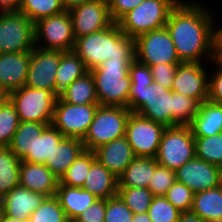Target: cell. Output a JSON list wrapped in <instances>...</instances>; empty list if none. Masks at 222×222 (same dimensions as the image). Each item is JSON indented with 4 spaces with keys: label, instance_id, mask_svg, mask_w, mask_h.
Instances as JSON below:
<instances>
[{
    "label": "cell",
    "instance_id": "cell-1",
    "mask_svg": "<svg viewBox=\"0 0 222 222\" xmlns=\"http://www.w3.org/2000/svg\"><path fill=\"white\" fill-rule=\"evenodd\" d=\"M212 9L202 0H180L171 10L165 26L182 62L213 61L216 17Z\"/></svg>",
    "mask_w": 222,
    "mask_h": 222
},
{
    "label": "cell",
    "instance_id": "cell-2",
    "mask_svg": "<svg viewBox=\"0 0 222 222\" xmlns=\"http://www.w3.org/2000/svg\"><path fill=\"white\" fill-rule=\"evenodd\" d=\"M73 51L90 71L108 59H135V39L113 22L101 31L76 38Z\"/></svg>",
    "mask_w": 222,
    "mask_h": 222
},
{
    "label": "cell",
    "instance_id": "cell-3",
    "mask_svg": "<svg viewBox=\"0 0 222 222\" xmlns=\"http://www.w3.org/2000/svg\"><path fill=\"white\" fill-rule=\"evenodd\" d=\"M135 59H108L90 70L97 99L102 106L128 108L131 90L129 66Z\"/></svg>",
    "mask_w": 222,
    "mask_h": 222
},
{
    "label": "cell",
    "instance_id": "cell-4",
    "mask_svg": "<svg viewBox=\"0 0 222 222\" xmlns=\"http://www.w3.org/2000/svg\"><path fill=\"white\" fill-rule=\"evenodd\" d=\"M128 108L165 127H172L173 91L154 81L152 84L132 83Z\"/></svg>",
    "mask_w": 222,
    "mask_h": 222
},
{
    "label": "cell",
    "instance_id": "cell-5",
    "mask_svg": "<svg viewBox=\"0 0 222 222\" xmlns=\"http://www.w3.org/2000/svg\"><path fill=\"white\" fill-rule=\"evenodd\" d=\"M180 0H144L125 14L118 22L121 31L132 39L162 28L166 25L171 10Z\"/></svg>",
    "mask_w": 222,
    "mask_h": 222
},
{
    "label": "cell",
    "instance_id": "cell-6",
    "mask_svg": "<svg viewBox=\"0 0 222 222\" xmlns=\"http://www.w3.org/2000/svg\"><path fill=\"white\" fill-rule=\"evenodd\" d=\"M130 113L129 108L99 105L82 140L85 150L94 151L105 143L124 137Z\"/></svg>",
    "mask_w": 222,
    "mask_h": 222
},
{
    "label": "cell",
    "instance_id": "cell-7",
    "mask_svg": "<svg viewBox=\"0 0 222 222\" xmlns=\"http://www.w3.org/2000/svg\"><path fill=\"white\" fill-rule=\"evenodd\" d=\"M57 96L50 90L23 86L9 93L21 122L52 124Z\"/></svg>",
    "mask_w": 222,
    "mask_h": 222
},
{
    "label": "cell",
    "instance_id": "cell-8",
    "mask_svg": "<svg viewBox=\"0 0 222 222\" xmlns=\"http://www.w3.org/2000/svg\"><path fill=\"white\" fill-rule=\"evenodd\" d=\"M195 157V137L191 128L188 125L166 127L155 157L158 164L176 171Z\"/></svg>",
    "mask_w": 222,
    "mask_h": 222
},
{
    "label": "cell",
    "instance_id": "cell-9",
    "mask_svg": "<svg viewBox=\"0 0 222 222\" xmlns=\"http://www.w3.org/2000/svg\"><path fill=\"white\" fill-rule=\"evenodd\" d=\"M35 46L47 50L72 51L75 45L72 20L68 10L34 23Z\"/></svg>",
    "mask_w": 222,
    "mask_h": 222
},
{
    "label": "cell",
    "instance_id": "cell-10",
    "mask_svg": "<svg viewBox=\"0 0 222 222\" xmlns=\"http://www.w3.org/2000/svg\"><path fill=\"white\" fill-rule=\"evenodd\" d=\"M34 23L20 11L0 12V53L31 52Z\"/></svg>",
    "mask_w": 222,
    "mask_h": 222
},
{
    "label": "cell",
    "instance_id": "cell-11",
    "mask_svg": "<svg viewBox=\"0 0 222 222\" xmlns=\"http://www.w3.org/2000/svg\"><path fill=\"white\" fill-rule=\"evenodd\" d=\"M135 59L148 66L182 62L166 26L142 34L135 39Z\"/></svg>",
    "mask_w": 222,
    "mask_h": 222
},
{
    "label": "cell",
    "instance_id": "cell-12",
    "mask_svg": "<svg viewBox=\"0 0 222 222\" xmlns=\"http://www.w3.org/2000/svg\"><path fill=\"white\" fill-rule=\"evenodd\" d=\"M100 104H71L57 97L52 125L64 137L83 140Z\"/></svg>",
    "mask_w": 222,
    "mask_h": 222
},
{
    "label": "cell",
    "instance_id": "cell-13",
    "mask_svg": "<svg viewBox=\"0 0 222 222\" xmlns=\"http://www.w3.org/2000/svg\"><path fill=\"white\" fill-rule=\"evenodd\" d=\"M166 127L139 114L131 112L125 137L136 157H156L161 137Z\"/></svg>",
    "mask_w": 222,
    "mask_h": 222
},
{
    "label": "cell",
    "instance_id": "cell-14",
    "mask_svg": "<svg viewBox=\"0 0 222 222\" xmlns=\"http://www.w3.org/2000/svg\"><path fill=\"white\" fill-rule=\"evenodd\" d=\"M63 51L34 47L30 52V61L25 86L46 89L56 95V72Z\"/></svg>",
    "mask_w": 222,
    "mask_h": 222
},
{
    "label": "cell",
    "instance_id": "cell-15",
    "mask_svg": "<svg viewBox=\"0 0 222 222\" xmlns=\"http://www.w3.org/2000/svg\"><path fill=\"white\" fill-rule=\"evenodd\" d=\"M75 39L101 31L113 21L107 0H90L69 10Z\"/></svg>",
    "mask_w": 222,
    "mask_h": 222
},
{
    "label": "cell",
    "instance_id": "cell-16",
    "mask_svg": "<svg viewBox=\"0 0 222 222\" xmlns=\"http://www.w3.org/2000/svg\"><path fill=\"white\" fill-rule=\"evenodd\" d=\"M204 64H206L204 66ZM208 63L181 62L176 69L171 90L196 99L199 103L208 98ZM208 71V72H207Z\"/></svg>",
    "mask_w": 222,
    "mask_h": 222
},
{
    "label": "cell",
    "instance_id": "cell-17",
    "mask_svg": "<svg viewBox=\"0 0 222 222\" xmlns=\"http://www.w3.org/2000/svg\"><path fill=\"white\" fill-rule=\"evenodd\" d=\"M175 174L177 182L185 184L194 193L222 185L221 168L197 157L182 165Z\"/></svg>",
    "mask_w": 222,
    "mask_h": 222
},
{
    "label": "cell",
    "instance_id": "cell-18",
    "mask_svg": "<svg viewBox=\"0 0 222 222\" xmlns=\"http://www.w3.org/2000/svg\"><path fill=\"white\" fill-rule=\"evenodd\" d=\"M94 152L96 159L117 178L136 158L125 136L99 146Z\"/></svg>",
    "mask_w": 222,
    "mask_h": 222
},
{
    "label": "cell",
    "instance_id": "cell-19",
    "mask_svg": "<svg viewBox=\"0 0 222 222\" xmlns=\"http://www.w3.org/2000/svg\"><path fill=\"white\" fill-rule=\"evenodd\" d=\"M29 61L30 52L0 53V85L6 91L25 85Z\"/></svg>",
    "mask_w": 222,
    "mask_h": 222
},
{
    "label": "cell",
    "instance_id": "cell-20",
    "mask_svg": "<svg viewBox=\"0 0 222 222\" xmlns=\"http://www.w3.org/2000/svg\"><path fill=\"white\" fill-rule=\"evenodd\" d=\"M58 184V178L46 165L21 161L19 185L51 197L56 195Z\"/></svg>",
    "mask_w": 222,
    "mask_h": 222
},
{
    "label": "cell",
    "instance_id": "cell-21",
    "mask_svg": "<svg viewBox=\"0 0 222 222\" xmlns=\"http://www.w3.org/2000/svg\"><path fill=\"white\" fill-rule=\"evenodd\" d=\"M46 196L17 185L1 199L4 203L5 215L10 218L29 220Z\"/></svg>",
    "mask_w": 222,
    "mask_h": 222
},
{
    "label": "cell",
    "instance_id": "cell-22",
    "mask_svg": "<svg viewBox=\"0 0 222 222\" xmlns=\"http://www.w3.org/2000/svg\"><path fill=\"white\" fill-rule=\"evenodd\" d=\"M188 126L194 137H208L222 133V105L209 100L201 102L197 114Z\"/></svg>",
    "mask_w": 222,
    "mask_h": 222
},
{
    "label": "cell",
    "instance_id": "cell-23",
    "mask_svg": "<svg viewBox=\"0 0 222 222\" xmlns=\"http://www.w3.org/2000/svg\"><path fill=\"white\" fill-rule=\"evenodd\" d=\"M84 150L85 147L82 140L64 137L44 165L60 180Z\"/></svg>",
    "mask_w": 222,
    "mask_h": 222
},
{
    "label": "cell",
    "instance_id": "cell-24",
    "mask_svg": "<svg viewBox=\"0 0 222 222\" xmlns=\"http://www.w3.org/2000/svg\"><path fill=\"white\" fill-rule=\"evenodd\" d=\"M98 199H108L118 193V178L96 160L90 167L83 187Z\"/></svg>",
    "mask_w": 222,
    "mask_h": 222
},
{
    "label": "cell",
    "instance_id": "cell-25",
    "mask_svg": "<svg viewBox=\"0 0 222 222\" xmlns=\"http://www.w3.org/2000/svg\"><path fill=\"white\" fill-rule=\"evenodd\" d=\"M55 196L64 209L69 222H73L85 209L98 199L84 188L66 185H58Z\"/></svg>",
    "mask_w": 222,
    "mask_h": 222
},
{
    "label": "cell",
    "instance_id": "cell-26",
    "mask_svg": "<svg viewBox=\"0 0 222 222\" xmlns=\"http://www.w3.org/2000/svg\"><path fill=\"white\" fill-rule=\"evenodd\" d=\"M191 211L205 222H222V185L194 193Z\"/></svg>",
    "mask_w": 222,
    "mask_h": 222
},
{
    "label": "cell",
    "instance_id": "cell-27",
    "mask_svg": "<svg viewBox=\"0 0 222 222\" xmlns=\"http://www.w3.org/2000/svg\"><path fill=\"white\" fill-rule=\"evenodd\" d=\"M157 164L154 157H136L118 178V187L148 188Z\"/></svg>",
    "mask_w": 222,
    "mask_h": 222
},
{
    "label": "cell",
    "instance_id": "cell-28",
    "mask_svg": "<svg viewBox=\"0 0 222 222\" xmlns=\"http://www.w3.org/2000/svg\"><path fill=\"white\" fill-rule=\"evenodd\" d=\"M88 72L81 58L72 50L62 52L56 72V96L68 87L74 80Z\"/></svg>",
    "mask_w": 222,
    "mask_h": 222
},
{
    "label": "cell",
    "instance_id": "cell-29",
    "mask_svg": "<svg viewBox=\"0 0 222 222\" xmlns=\"http://www.w3.org/2000/svg\"><path fill=\"white\" fill-rule=\"evenodd\" d=\"M59 97L64 102L71 104H99L94 78L90 71L74 80L60 93Z\"/></svg>",
    "mask_w": 222,
    "mask_h": 222
},
{
    "label": "cell",
    "instance_id": "cell-30",
    "mask_svg": "<svg viewBox=\"0 0 222 222\" xmlns=\"http://www.w3.org/2000/svg\"><path fill=\"white\" fill-rule=\"evenodd\" d=\"M47 126L48 124L46 123L20 121L8 147L19 160H22L28 153H33V144L36 136L41 135Z\"/></svg>",
    "mask_w": 222,
    "mask_h": 222
},
{
    "label": "cell",
    "instance_id": "cell-31",
    "mask_svg": "<svg viewBox=\"0 0 222 222\" xmlns=\"http://www.w3.org/2000/svg\"><path fill=\"white\" fill-rule=\"evenodd\" d=\"M63 138L64 136L58 129L52 124L48 125L41 135L36 136L33 144V153H28L21 161L45 164Z\"/></svg>",
    "mask_w": 222,
    "mask_h": 222
},
{
    "label": "cell",
    "instance_id": "cell-32",
    "mask_svg": "<svg viewBox=\"0 0 222 222\" xmlns=\"http://www.w3.org/2000/svg\"><path fill=\"white\" fill-rule=\"evenodd\" d=\"M20 165L8 146H0V198L19 185Z\"/></svg>",
    "mask_w": 222,
    "mask_h": 222
},
{
    "label": "cell",
    "instance_id": "cell-33",
    "mask_svg": "<svg viewBox=\"0 0 222 222\" xmlns=\"http://www.w3.org/2000/svg\"><path fill=\"white\" fill-rule=\"evenodd\" d=\"M96 160L94 151L84 150L61 177L58 185L82 188L90 167Z\"/></svg>",
    "mask_w": 222,
    "mask_h": 222
},
{
    "label": "cell",
    "instance_id": "cell-34",
    "mask_svg": "<svg viewBox=\"0 0 222 222\" xmlns=\"http://www.w3.org/2000/svg\"><path fill=\"white\" fill-rule=\"evenodd\" d=\"M64 10L61 0H21L19 8V11L33 23Z\"/></svg>",
    "mask_w": 222,
    "mask_h": 222
},
{
    "label": "cell",
    "instance_id": "cell-35",
    "mask_svg": "<svg viewBox=\"0 0 222 222\" xmlns=\"http://www.w3.org/2000/svg\"><path fill=\"white\" fill-rule=\"evenodd\" d=\"M196 157L222 166V133L208 137H195Z\"/></svg>",
    "mask_w": 222,
    "mask_h": 222
},
{
    "label": "cell",
    "instance_id": "cell-36",
    "mask_svg": "<svg viewBox=\"0 0 222 222\" xmlns=\"http://www.w3.org/2000/svg\"><path fill=\"white\" fill-rule=\"evenodd\" d=\"M199 106L200 103L196 99L173 92L172 126L189 125Z\"/></svg>",
    "mask_w": 222,
    "mask_h": 222
},
{
    "label": "cell",
    "instance_id": "cell-37",
    "mask_svg": "<svg viewBox=\"0 0 222 222\" xmlns=\"http://www.w3.org/2000/svg\"><path fill=\"white\" fill-rule=\"evenodd\" d=\"M120 198L133 213H145L154 195L148 188L118 187Z\"/></svg>",
    "mask_w": 222,
    "mask_h": 222
},
{
    "label": "cell",
    "instance_id": "cell-38",
    "mask_svg": "<svg viewBox=\"0 0 222 222\" xmlns=\"http://www.w3.org/2000/svg\"><path fill=\"white\" fill-rule=\"evenodd\" d=\"M29 222H69L56 196L45 197L31 213Z\"/></svg>",
    "mask_w": 222,
    "mask_h": 222
},
{
    "label": "cell",
    "instance_id": "cell-39",
    "mask_svg": "<svg viewBox=\"0 0 222 222\" xmlns=\"http://www.w3.org/2000/svg\"><path fill=\"white\" fill-rule=\"evenodd\" d=\"M20 120L14 105L8 99L0 106V146H9Z\"/></svg>",
    "mask_w": 222,
    "mask_h": 222
},
{
    "label": "cell",
    "instance_id": "cell-40",
    "mask_svg": "<svg viewBox=\"0 0 222 222\" xmlns=\"http://www.w3.org/2000/svg\"><path fill=\"white\" fill-rule=\"evenodd\" d=\"M147 213L152 222H177L181 212L164 196H154Z\"/></svg>",
    "mask_w": 222,
    "mask_h": 222
},
{
    "label": "cell",
    "instance_id": "cell-41",
    "mask_svg": "<svg viewBox=\"0 0 222 222\" xmlns=\"http://www.w3.org/2000/svg\"><path fill=\"white\" fill-rule=\"evenodd\" d=\"M164 197L180 212H185L191 210L194 192L185 184L176 181Z\"/></svg>",
    "mask_w": 222,
    "mask_h": 222
},
{
    "label": "cell",
    "instance_id": "cell-42",
    "mask_svg": "<svg viewBox=\"0 0 222 222\" xmlns=\"http://www.w3.org/2000/svg\"><path fill=\"white\" fill-rule=\"evenodd\" d=\"M177 181L174 170L160 164L155 167L148 189L154 196H164L168 189Z\"/></svg>",
    "mask_w": 222,
    "mask_h": 222
},
{
    "label": "cell",
    "instance_id": "cell-43",
    "mask_svg": "<svg viewBox=\"0 0 222 222\" xmlns=\"http://www.w3.org/2000/svg\"><path fill=\"white\" fill-rule=\"evenodd\" d=\"M133 212L126 206L117 194L106 199V211L104 222H131Z\"/></svg>",
    "mask_w": 222,
    "mask_h": 222
},
{
    "label": "cell",
    "instance_id": "cell-44",
    "mask_svg": "<svg viewBox=\"0 0 222 222\" xmlns=\"http://www.w3.org/2000/svg\"><path fill=\"white\" fill-rule=\"evenodd\" d=\"M210 65L216 68L209 70L207 100L222 105V64L211 61Z\"/></svg>",
    "mask_w": 222,
    "mask_h": 222
},
{
    "label": "cell",
    "instance_id": "cell-45",
    "mask_svg": "<svg viewBox=\"0 0 222 222\" xmlns=\"http://www.w3.org/2000/svg\"><path fill=\"white\" fill-rule=\"evenodd\" d=\"M149 67L153 81L157 82V84L161 85L162 87L171 89L178 64L159 63Z\"/></svg>",
    "mask_w": 222,
    "mask_h": 222
},
{
    "label": "cell",
    "instance_id": "cell-46",
    "mask_svg": "<svg viewBox=\"0 0 222 222\" xmlns=\"http://www.w3.org/2000/svg\"><path fill=\"white\" fill-rule=\"evenodd\" d=\"M106 200L97 199L91 206L85 209L73 222H104Z\"/></svg>",
    "mask_w": 222,
    "mask_h": 222
},
{
    "label": "cell",
    "instance_id": "cell-47",
    "mask_svg": "<svg viewBox=\"0 0 222 222\" xmlns=\"http://www.w3.org/2000/svg\"><path fill=\"white\" fill-rule=\"evenodd\" d=\"M144 0H107L109 13L114 23H117L125 14L136 8Z\"/></svg>",
    "mask_w": 222,
    "mask_h": 222
},
{
    "label": "cell",
    "instance_id": "cell-48",
    "mask_svg": "<svg viewBox=\"0 0 222 222\" xmlns=\"http://www.w3.org/2000/svg\"><path fill=\"white\" fill-rule=\"evenodd\" d=\"M131 83L152 84L153 77L148 65L138 62L136 59L129 66Z\"/></svg>",
    "mask_w": 222,
    "mask_h": 222
},
{
    "label": "cell",
    "instance_id": "cell-49",
    "mask_svg": "<svg viewBox=\"0 0 222 222\" xmlns=\"http://www.w3.org/2000/svg\"><path fill=\"white\" fill-rule=\"evenodd\" d=\"M218 21L215 18L214 25V56L213 61L222 64V25L218 29V25L216 24ZM217 25V26H216Z\"/></svg>",
    "mask_w": 222,
    "mask_h": 222
},
{
    "label": "cell",
    "instance_id": "cell-50",
    "mask_svg": "<svg viewBox=\"0 0 222 222\" xmlns=\"http://www.w3.org/2000/svg\"><path fill=\"white\" fill-rule=\"evenodd\" d=\"M21 6V0H0V12H17Z\"/></svg>",
    "mask_w": 222,
    "mask_h": 222
},
{
    "label": "cell",
    "instance_id": "cell-51",
    "mask_svg": "<svg viewBox=\"0 0 222 222\" xmlns=\"http://www.w3.org/2000/svg\"><path fill=\"white\" fill-rule=\"evenodd\" d=\"M177 222H205L196 213L190 211L181 212Z\"/></svg>",
    "mask_w": 222,
    "mask_h": 222
},
{
    "label": "cell",
    "instance_id": "cell-52",
    "mask_svg": "<svg viewBox=\"0 0 222 222\" xmlns=\"http://www.w3.org/2000/svg\"><path fill=\"white\" fill-rule=\"evenodd\" d=\"M88 1L90 0H61L64 9L68 11L75 6L81 5L84 2H88Z\"/></svg>",
    "mask_w": 222,
    "mask_h": 222
},
{
    "label": "cell",
    "instance_id": "cell-53",
    "mask_svg": "<svg viewBox=\"0 0 222 222\" xmlns=\"http://www.w3.org/2000/svg\"><path fill=\"white\" fill-rule=\"evenodd\" d=\"M131 222H152L147 212L145 213H133V219Z\"/></svg>",
    "mask_w": 222,
    "mask_h": 222
},
{
    "label": "cell",
    "instance_id": "cell-54",
    "mask_svg": "<svg viewBox=\"0 0 222 222\" xmlns=\"http://www.w3.org/2000/svg\"><path fill=\"white\" fill-rule=\"evenodd\" d=\"M9 99V92L0 85V106Z\"/></svg>",
    "mask_w": 222,
    "mask_h": 222
},
{
    "label": "cell",
    "instance_id": "cell-55",
    "mask_svg": "<svg viewBox=\"0 0 222 222\" xmlns=\"http://www.w3.org/2000/svg\"><path fill=\"white\" fill-rule=\"evenodd\" d=\"M1 222H29V220L19 219V218H10L5 215Z\"/></svg>",
    "mask_w": 222,
    "mask_h": 222
},
{
    "label": "cell",
    "instance_id": "cell-56",
    "mask_svg": "<svg viewBox=\"0 0 222 222\" xmlns=\"http://www.w3.org/2000/svg\"><path fill=\"white\" fill-rule=\"evenodd\" d=\"M4 216H5L4 203L3 200L0 198V222L3 220Z\"/></svg>",
    "mask_w": 222,
    "mask_h": 222
},
{
    "label": "cell",
    "instance_id": "cell-57",
    "mask_svg": "<svg viewBox=\"0 0 222 222\" xmlns=\"http://www.w3.org/2000/svg\"><path fill=\"white\" fill-rule=\"evenodd\" d=\"M220 168H221V182H222V166Z\"/></svg>",
    "mask_w": 222,
    "mask_h": 222
}]
</instances>
